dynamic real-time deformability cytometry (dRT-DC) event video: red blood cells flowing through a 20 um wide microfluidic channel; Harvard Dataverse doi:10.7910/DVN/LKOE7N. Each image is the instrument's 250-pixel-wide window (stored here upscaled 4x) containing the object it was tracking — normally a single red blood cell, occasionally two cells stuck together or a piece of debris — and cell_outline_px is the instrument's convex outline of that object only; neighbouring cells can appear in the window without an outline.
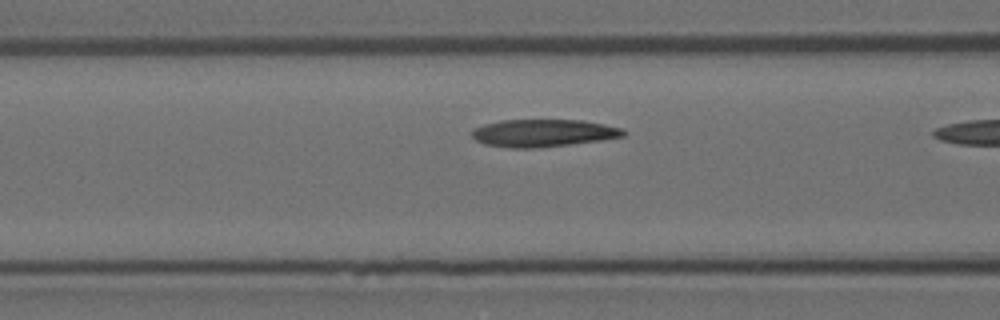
{"species": "Egyptian fruit bat (a non-hibernating species)", "species_latin": "Rousettus aegyptiacus", "temperature_condition": "room temperature", "stored_images_in_passage": 15, "camera_frame_rate_fps": 3000, "um_per_image_px": 0.085, "animal": {"sex": "female"}, "frame": {"image": 1, "passage_image": 13, "time_ms": 4.0, "image_size_px": [1000, 320], "cell_outline_px": [[628, 132], [624, 136], [600, 140], [568, 144], [532, 148], [512, 148], [484, 144], [476, 140], [472, 136], [472, 128], [484, 124], [500, 120], [584, 120], [624, 128]], "centroid_in_image_um": [46.18, 11.29], "position_along_channel_um": 120.4, "area_um2": 24.28}}